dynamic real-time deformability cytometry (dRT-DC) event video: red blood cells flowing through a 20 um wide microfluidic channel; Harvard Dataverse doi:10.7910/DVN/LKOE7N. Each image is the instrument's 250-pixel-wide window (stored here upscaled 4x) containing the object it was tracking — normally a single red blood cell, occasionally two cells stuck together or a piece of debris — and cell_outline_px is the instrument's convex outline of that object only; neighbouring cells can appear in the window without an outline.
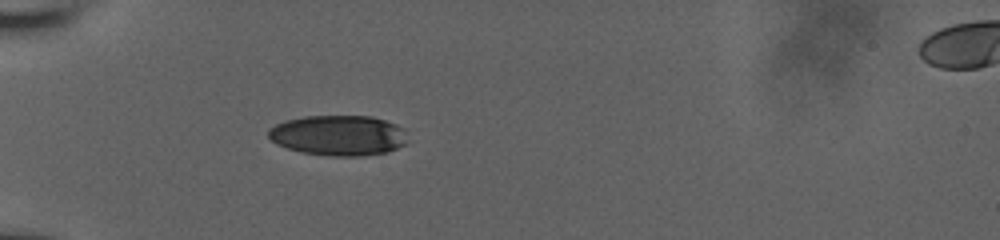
{"species": "human", "species_latin": "Homo sapiens", "temperature_condition": "room temperature", "stored_images_in_passage": 26, "camera_frame_rate_fps": 3000, "um_per_image_px": 0.085, "donor": {"sex": "male"}, "frame": {"image": 1, "passage_image": 1, "time_ms": 0.0, "image_size_px": [1000, 240], "cell_outline_px": [[404, 144], [388, 152], [360, 156], [328, 156], [300, 152], [276, 144], [268, 136], [268, 128], [284, 120], [304, 116], [372, 116], [396, 124], [404, 128]], "centroid_in_image_um": [28.72, 11.5], "position_along_channel_um": 56.3, "area_um2": 32.77}}
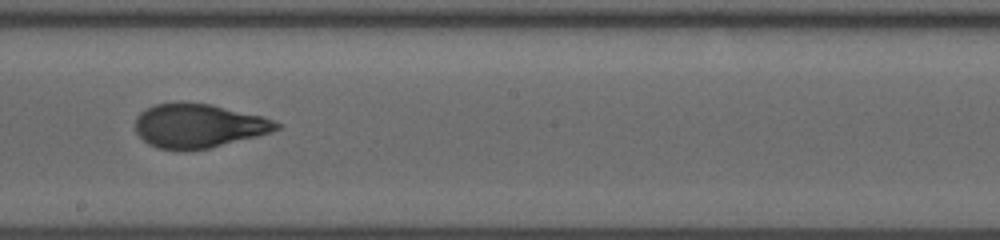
{"frame": {"image": 2, "passage_image": 15, "time_ms": 5.0, "image_size_px": [1000, 240], "cell_outline_px": [[284, 124], [280, 128], [256, 136], [208, 148], [184, 152], [180, 152], [156, 148], [148, 144], [136, 132], [136, 116], [140, 112], [156, 104], [212, 104], [260, 116]], "centroid_in_image_um": [16.85, 10.73], "position_along_channel_um": 231.4, "area_um2": 35.78}}
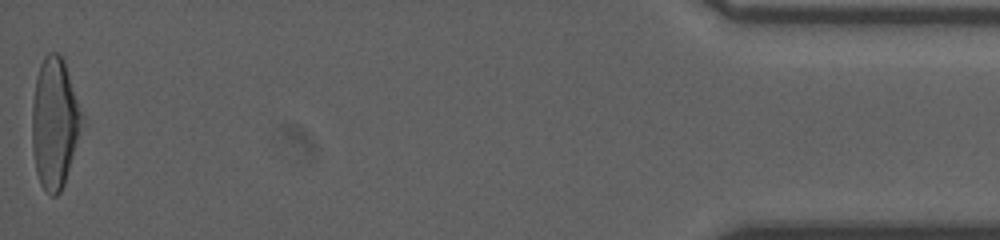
{"frame": {"image": 3, "passage_image": 26, "time_ms": 12.333, "image_size_px": [1000, 240], "cell_outline_px": [[84, 120], [64, 184], [60, 192], [56, 196], [52, 196], [40, 184], [36, 172], [32, 148], [32, 104], [36, 76], [40, 64], [44, 56], [48, 52], [56, 52], [64, 60], [84, 116]], "centroid_in_image_um": [4.64, 10.43], "position_along_channel_um": 430.6, "area_um2": 38.03}, "authors_computed_cell_mechanics": {"area_um2": 36.1828, "velocity_mm_per_s": 3.8631, "shape_relaxation_time_tau1_ms": 8.5275, "shape_relaxation_time_tau2_ms": 0.9418, "deformation_change_tau1": 0.2915, "deformation_change_tau2": 0.073}}